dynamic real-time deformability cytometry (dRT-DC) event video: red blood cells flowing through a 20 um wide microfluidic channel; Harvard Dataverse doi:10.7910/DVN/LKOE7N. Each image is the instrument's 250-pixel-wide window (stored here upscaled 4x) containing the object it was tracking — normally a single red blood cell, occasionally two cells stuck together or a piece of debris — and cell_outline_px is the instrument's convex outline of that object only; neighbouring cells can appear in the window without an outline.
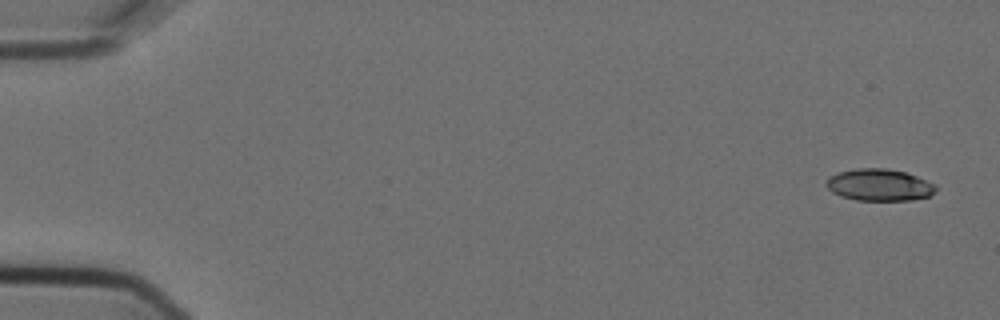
{"species": "Egyptian fruit bat (a non-hibernating species)", "species_latin": "Rousettus aegyptiacus", "temperature_condition": "cold", "stored_images_in_passage": 6, "camera_frame_rate_fps": 3000, "um_per_image_px": 0.085, "animal": {"sex": "female"}, "frame": {"image": 1, "passage_image": 1, "time_ms": 0.0, "image_size_px": [1000, 320], "cell_outline_px": [[936, 188], [928, 196], [912, 200], [856, 200], [840, 196], [832, 192], [824, 184], [828, 176], [840, 172], [856, 168], [888, 168], [904, 172], [916, 176], [936, 184]], "centroid_in_image_um": [74.69, 15.71], "position_along_channel_um": 10.3, "area_um2": 20.35}}
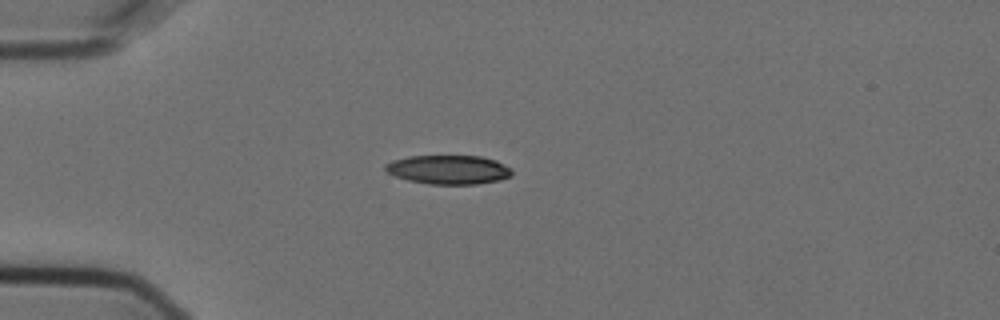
{"frame": {"image": 2, "passage_image": 4, "time_ms": 1.0, "image_size_px": [1000, 320], "cell_outline_px": [[512, 176], [500, 180], [476, 184], [428, 184], [408, 180], [384, 172], [384, 164], [392, 160], [408, 156], [480, 156], [496, 160], [512, 168]], "centroid_in_image_um": [38.11, 14.42], "position_along_channel_um": 46.9, "area_um2": 21.62}}
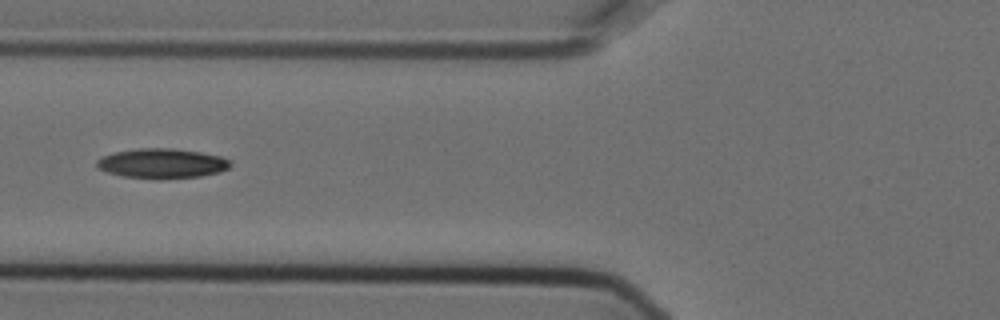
{"frame": {"image": 3, "passage_image": 6, "time_ms": 1.667, "image_size_px": [1000, 320], "cell_outline_px": [[232, 164], [228, 168], [220, 172], [200, 176], [160, 180], [120, 176], [96, 168], [96, 160], [100, 156], [116, 152], [136, 148], [172, 148], [200, 152], [220, 156], [232, 160]], "centroid_in_image_um": [13.75, 13.9], "position_along_channel_um": 112.0, "area_um2": 23.64}}